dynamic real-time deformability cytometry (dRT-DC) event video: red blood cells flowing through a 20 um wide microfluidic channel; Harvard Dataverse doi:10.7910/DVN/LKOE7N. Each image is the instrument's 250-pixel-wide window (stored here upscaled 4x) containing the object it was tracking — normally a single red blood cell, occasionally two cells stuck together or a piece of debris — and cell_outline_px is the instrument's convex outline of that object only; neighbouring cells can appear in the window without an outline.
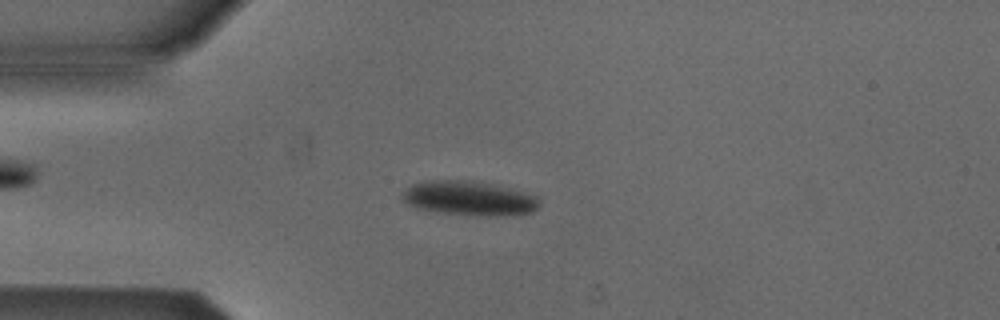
{"species": "Egyptian fruit bat (a non-hibernating species)", "species_latin": "Rousettus aegyptiacus", "temperature_condition": "cold", "stored_images_in_passage": 6, "camera_frame_rate_fps": 3000, "um_per_image_px": 0.085, "animal": {"sex": "male"}, "frame": {"image": 1, "passage_image": 4, "time_ms": 3.333, "image_size_px": [1000, 320], "cell_outline_px": [[540, 204], [532, 212], [520, 216], [480, 216], [440, 212], [420, 208], [408, 204], [400, 196], [404, 188], [412, 184], [424, 180], [468, 180], [508, 188], [536, 196], [540, 200]], "centroid_in_image_um": [39.87, 16.86], "position_along_channel_um": 45.1, "area_um2": 27.57}}
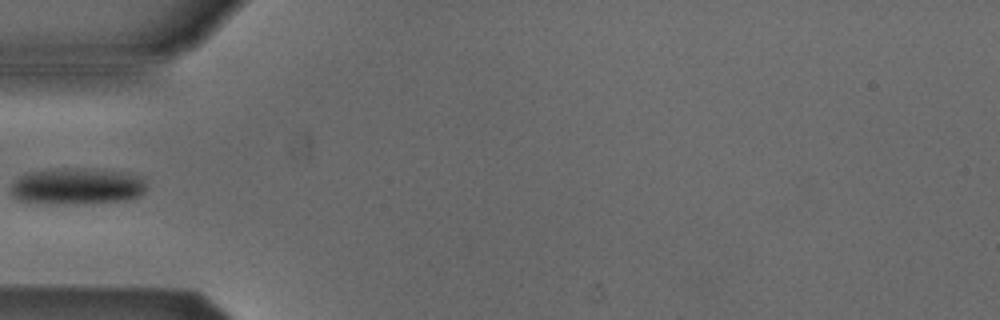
{"frame": {"image": 2, "passage_image": 5, "time_ms": 4.667, "image_size_px": [1000, 320], "cell_outline_px": [[144, 192], [140, 196], [124, 200], [84, 204], [36, 204], [16, 200], [12, 196], [12, 184], [20, 176], [32, 172], [64, 168], [84, 168], [124, 172], [140, 176], [144, 180]], "centroid_in_image_um": [6.52, 15.86], "position_along_channel_um": 78.5, "area_um2": 29.07}}
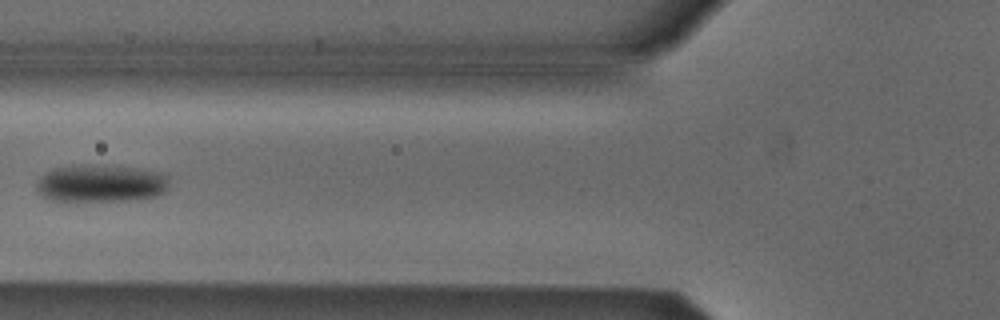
{"frame": {"image": 3, "passage_image": 6, "time_ms": 5.667, "image_size_px": [1000, 320], "cell_outline_px": [[168, 188], [164, 192], [156, 196], [128, 200], [52, 200], [44, 196], [36, 188], [36, 184], [48, 172], [56, 168], [76, 164], [84, 164], [132, 168], [160, 172], [168, 180]], "centroid_in_image_um": [8.59, 15.58], "position_along_channel_um": 117.2, "area_um2": 28.26}}